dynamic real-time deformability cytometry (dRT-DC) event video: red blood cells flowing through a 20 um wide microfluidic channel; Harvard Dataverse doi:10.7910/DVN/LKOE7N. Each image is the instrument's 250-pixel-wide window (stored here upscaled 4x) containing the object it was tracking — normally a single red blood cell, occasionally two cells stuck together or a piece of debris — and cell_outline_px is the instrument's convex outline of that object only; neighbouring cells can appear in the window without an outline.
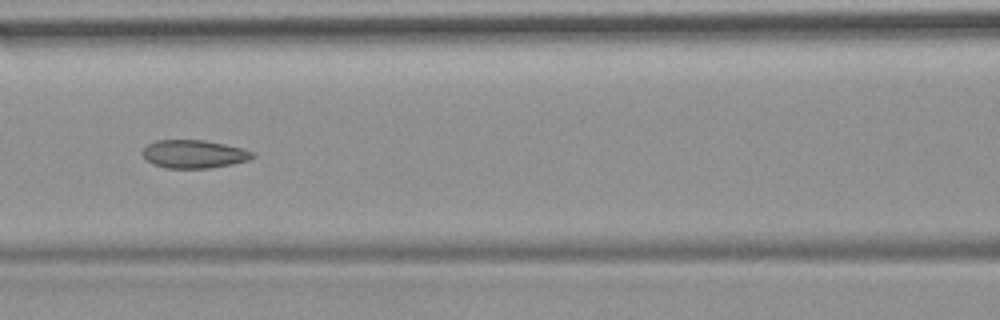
{"species": "common noctule bat (a hibernating species)", "species_latin": "Nyctalus noctula", "temperature_condition": "room temperature", "stored_images_in_passage": 55, "camera_frame_rate_fps": 3000, "um_per_image_px": 0.085, "animal": {"sex": "female", "body_mass_g": 19.9}, "frame": {"image": 1, "passage_image": 24, "time_ms": 7.667, "image_size_px": [1000, 320], "cell_outline_px": [[256, 156], [248, 160], [232, 164], [212, 168], [164, 168], [152, 164], [140, 152], [148, 144], [156, 140], [204, 140], [244, 148], [256, 152]], "centroid_in_image_um": [16.51, 13.09], "position_along_channel_um": 150.1, "area_um2": 18.26}, "authors_computed_cell_mechanics": {"area_um2": 19.4208, "velocity_mm_per_s": 3.7494, "shape_relaxation_time_tau1_ms": null, "shape_relaxation_time_tau2_ms": 1.7664, "deformation_change_tau1": null, "deformation_change_tau2": 0.0826}}